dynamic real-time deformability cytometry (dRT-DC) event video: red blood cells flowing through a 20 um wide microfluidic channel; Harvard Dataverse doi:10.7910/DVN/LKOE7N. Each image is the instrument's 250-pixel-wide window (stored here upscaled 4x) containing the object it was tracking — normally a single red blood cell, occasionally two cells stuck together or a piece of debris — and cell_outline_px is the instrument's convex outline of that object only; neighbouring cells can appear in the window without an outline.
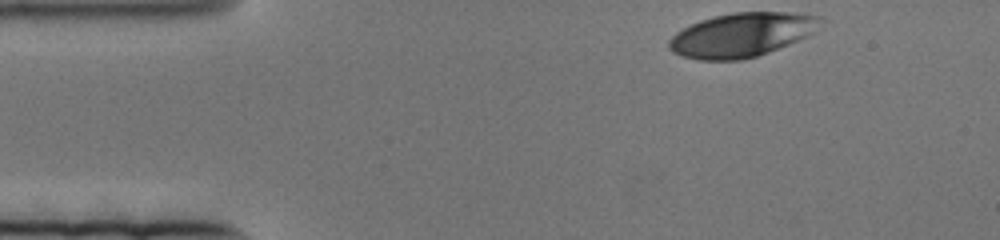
{"species": "human", "species_latin": "Homo sapiens", "temperature_condition": "cold", "stored_images_in_passage": 60, "camera_frame_rate_fps": 3000, "um_per_image_px": 0.085, "donor": {"sex": "female"}, "frame": {"image": 1, "passage_image": 1, "time_ms": 0.0, "image_size_px": [1000, 240], "cell_outline_px": [[824, 20], [816, 32], [808, 36], [768, 52], [756, 56], [740, 60], [696, 60], [672, 52], [668, 48], [668, 40], [676, 32], [700, 20], [732, 12], [792, 12], [824, 16]], "centroid_in_image_um": [63.09, 2.95], "position_along_channel_um": 21.9, "area_um2": 39.07}}
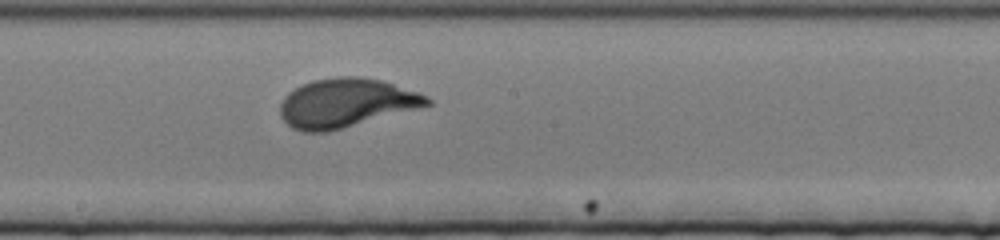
{"frame": {"image": 2, "passage_image": 34, "time_ms": 11.0, "image_size_px": [1000, 240], "cell_outline_px": [[432, 104], [328, 132], [304, 132], [292, 128], [280, 116], [280, 104], [284, 96], [288, 92], [312, 80], [336, 76], [356, 76], [380, 80], [420, 92], [428, 96], [432, 100]], "centroid_in_image_um": [29.4, 8.74], "position_along_channel_um": 218.8, "area_um2": 41.73}}
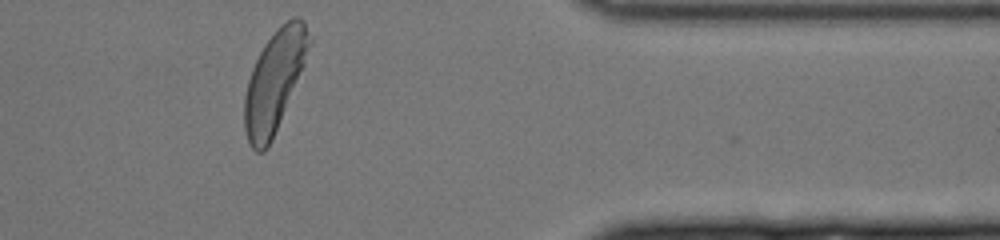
{"frame": {"image": 3, "passage_image": 58, "time_ms": 19.0, "image_size_px": [1000, 240], "cell_outline_px": [[312, 44], [304, 64], [272, 140], [268, 148], [264, 152], [256, 152], [252, 148], [248, 140], [244, 128], [244, 96], [248, 80], [252, 68], [264, 44], [276, 28], [292, 16], [300, 16], [304, 20], [312, 36]], "centroid_in_image_um": [23.34, 6.85], "position_along_channel_um": 388.1, "area_um2": 38.09}}